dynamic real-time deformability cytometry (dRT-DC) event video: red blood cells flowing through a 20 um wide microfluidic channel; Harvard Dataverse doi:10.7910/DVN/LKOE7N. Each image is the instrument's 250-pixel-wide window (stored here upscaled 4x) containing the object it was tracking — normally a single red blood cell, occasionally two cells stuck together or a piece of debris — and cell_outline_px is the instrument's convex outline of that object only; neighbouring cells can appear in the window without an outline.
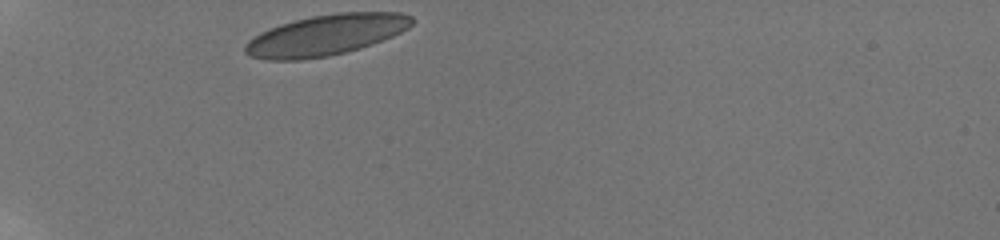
{"species": "human", "species_latin": "Homo sapiens", "temperature_condition": "room temperature", "stored_images_in_passage": 34, "camera_frame_rate_fps": 3000, "um_per_image_px": 0.085, "donor": {"sex": "male"}, "frame": {"image": 1, "passage_image": 1, "time_ms": 0.0, "image_size_px": [1000, 240], "cell_outline_px": [[412, 24], [408, 28], [392, 36], [360, 48], [328, 56], [300, 60], [264, 60], [248, 56], [244, 52], [244, 44], [248, 40], [260, 32], [268, 28], [280, 24], [312, 16], [336, 12], [400, 12], [412, 16]], "centroid_in_image_um": [27.64, 2.98], "position_along_channel_um": 57.4, "area_um2": 39.65}}
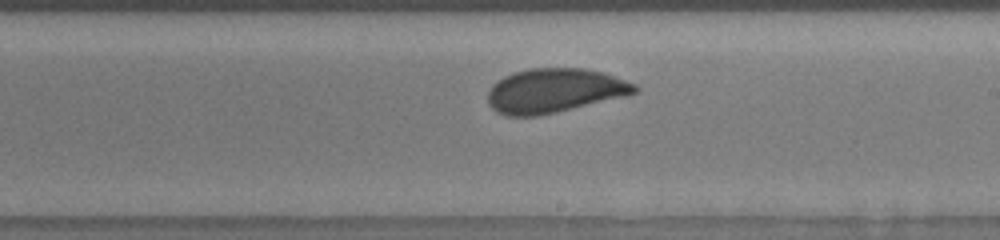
{"frame": {"image": 2, "passage_image": 17, "time_ms": 5.667, "image_size_px": [1000, 240], "cell_outline_px": [[640, 88], [636, 92], [624, 96], [540, 116], [508, 116], [496, 112], [488, 104], [488, 92], [492, 84], [504, 76], [516, 72], [532, 68], [584, 68], [604, 72], [636, 84]], "centroid_in_image_um": [47.12, 7.7], "position_along_channel_um": 241.9, "area_um2": 37.86}}
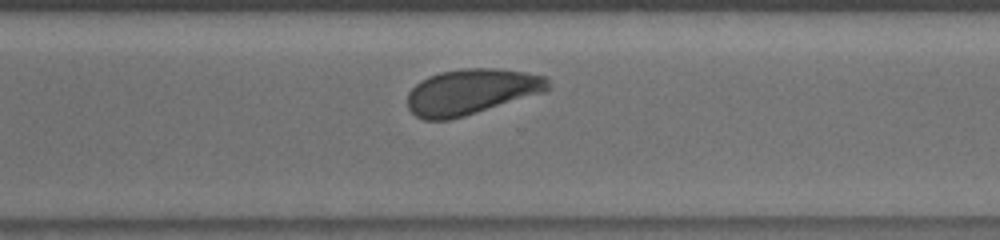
{"frame": {"image": 3, "passage_image": 27, "time_ms": 8.0, "image_size_px": [1000, 240], "cell_outline_px": [[552, 88], [544, 92], [464, 116], [448, 120], [424, 120], [416, 116], [408, 108], [408, 92], [420, 80], [428, 76], [440, 72], [460, 68], [496, 68], [524, 72], [548, 76], [552, 84]], "centroid_in_image_um": [40.08, 7.78], "position_along_channel_um": 330.5, "area_um2": 37.57}, "authors_computed_cell_mechanics": {"area_um2": 37.7434, "velocity_mm_per_s": 3.7967, "shape_relaxation_time_tau1_ms": 3.0322, "shape_relaxation_time_tau2_ms": null, "deformation_change_tau1": 0.1126, "deformation_change_tau2": null}}